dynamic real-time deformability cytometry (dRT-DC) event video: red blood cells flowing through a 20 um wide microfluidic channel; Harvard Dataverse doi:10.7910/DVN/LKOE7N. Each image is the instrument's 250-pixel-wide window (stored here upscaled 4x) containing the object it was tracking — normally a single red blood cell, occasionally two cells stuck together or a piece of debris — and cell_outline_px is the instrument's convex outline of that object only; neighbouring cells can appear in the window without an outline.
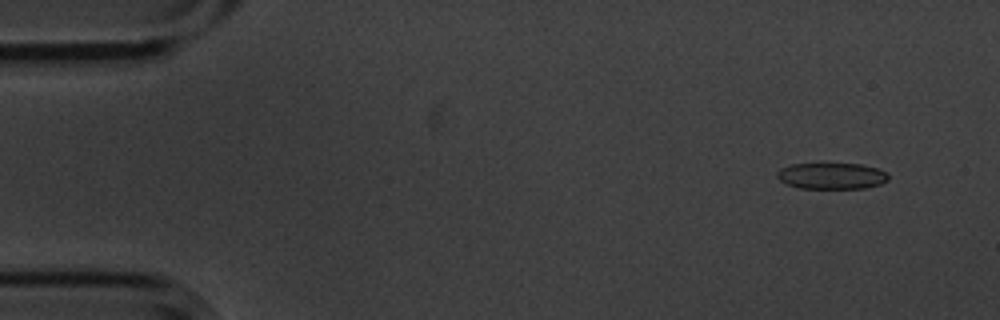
{"species": "common noctule bat (a hibernating species)", "species_latin": "Nyctalus noctula", "temperature_condition": "cold", "stored_images_in_passage": 7, "camera_frame_rate_fps": 3000, "um_per_image_px": 0.085, "animal": {"sex": "male", "body_mass_g": 20.1, "forearm_length_mm": 53.5}, "frame": {"image": 1, "passage_image": 2, "time_ms": 0.333, "image_size_px": [1000, 320], "cell_outline_px": [[888, 180], [880, 184], [864, 188], [800, 188], [788, 184], [780, 180], [776, 176], [776, 172], [780, 168], [792, 164], [860, 164], [876, 168], [888, 172]], "centroid_in_image_um": [70.69, 14.95], "position_along_channel_um": 14.3, "area_um2": 16.94}}
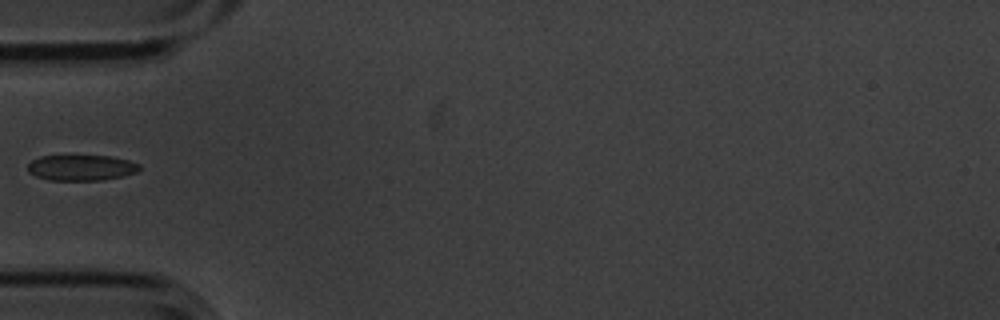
{"frame": {"image": 2, "passage_image": 6, "time_ms": 1.667, "image_size_px": [1000, 320], "cell_outline_px": [[140, 168], [136, 172], [124, 176], [104, 180], [48, 180], [36, 176], [28, 172], [28, 164], [32, 160], [40, 156], [112, 156], [128, 160], [140, 164]], "centroid_in_image_um": [6.92, 14.26], "position_along_channel_um": 78.1, "area_um2": 16.76}}
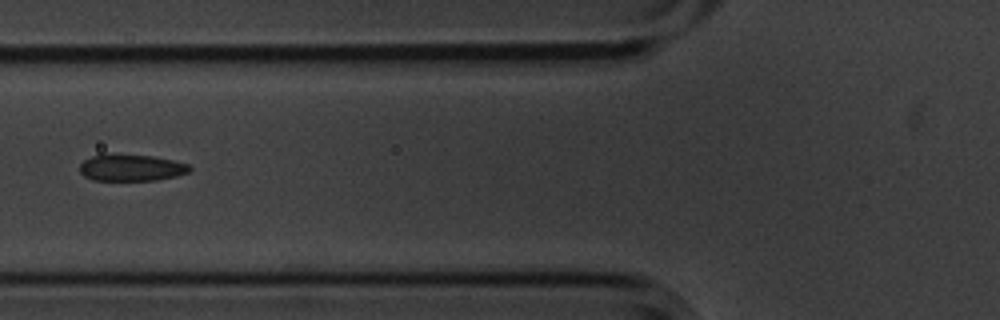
{"frame": {"image": 3, "passage_image": 7, "time_ms": 2.0, "image_size_px": [1000, 320], "cell_outline_px": [[192, 168], [188, 172], [176, 176], [156, 180], [92, 180], [84, 176], [80, 172], [80, 164], [84, 160], [92, 156], [104, 152], [112, 152], [152, 156], [172, 160], [188, 164]], "centroid_in_image_um": [11.1, 14.22], "position_along_channel_um": 114.7, "area_um2": 17.46}}